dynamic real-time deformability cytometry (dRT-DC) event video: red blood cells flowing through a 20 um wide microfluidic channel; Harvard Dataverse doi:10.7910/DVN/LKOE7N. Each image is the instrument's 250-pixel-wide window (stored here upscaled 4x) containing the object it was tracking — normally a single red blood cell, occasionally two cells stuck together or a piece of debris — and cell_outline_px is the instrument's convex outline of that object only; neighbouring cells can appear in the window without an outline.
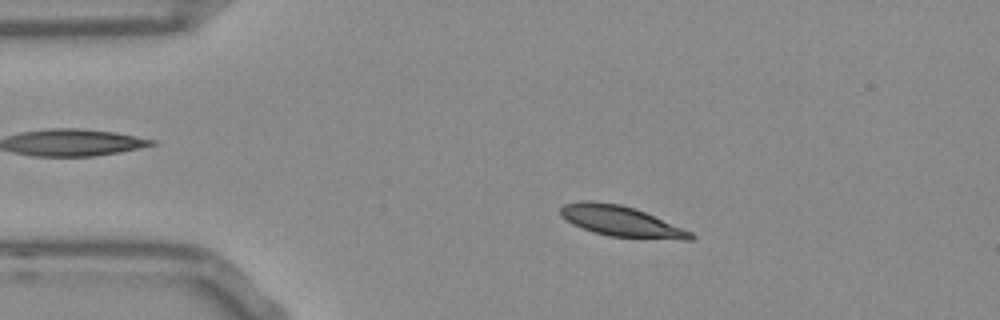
{"species": "Egyptian fruit bat (a non-hibernating species)", "species_latin": "Rousettus aegyptiacus", "temperature_condition": "room temperature", "stored_images_in_passage": 48, "segment_of_instrument_passage": [1, 2], "camera_frame_rate_fps": 3000, "um_per_image_px": 0.085, "frame": {"image": 1, "passage_image": 9, "time_ms": 2.667, "image_size_px": [1000, 320], "cell_outline_px": [[696, 236], [692, 240], [684, 240], [608, 236], [592, 232], [572, 224], [560, 216], [560, 208], [564, 204], [580, 200], [592, 200], [620, 204], [636, 208], [692, 232]], "centroid_in_image_um": [52.76, 18.8], "position_along_channel_um": 32.2, "area_um2": 23.41}}
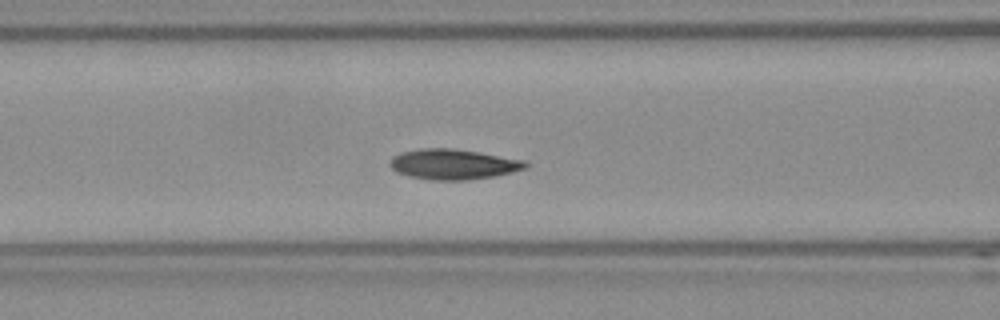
{"frame": {"image": 2, "passage_image": 20, "time_ms": 6.333, "image_size_px": [1000, 320], "cell_outline_px": [[528, 168], [496, 176], [464, 180], [432, 180], [408, 176], [396, 172], [388, 164], [392, 156], [400, 152], [420, 148], [452, 148], [524, 160], [528, 164]], "centroid_in_image_um": [38.48, 13.96], "position_along_channel_um": 128.1, "area_um2": 23.99}}
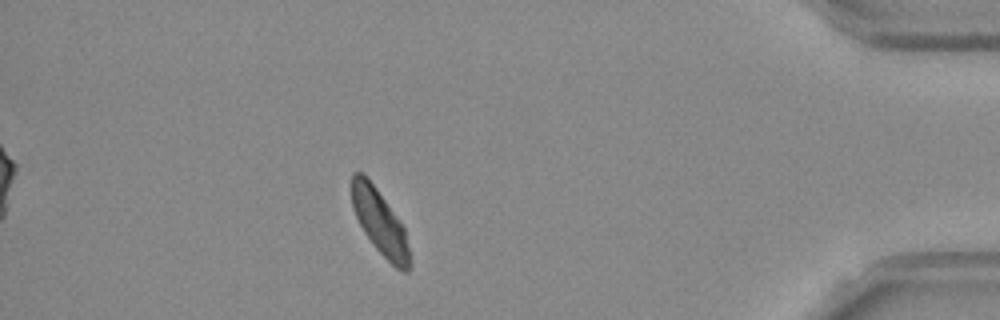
{"frame": {"image": 3, "passage_image": 46, "time_ms": 15.0, "image_size_px": [1000, 320], "cell_outline_px": [[412, 264], [408, 272], [404, 272], [396, 268], [376, 248], [364, 232], [356, 216], [352, 204], [352, 172], [360, 172], [376, 188], [404, 228]], "centroid_in_image_um": [32.31, 18.95], "position_along_channel_um": 402.9, "area_um2": 21.27}}